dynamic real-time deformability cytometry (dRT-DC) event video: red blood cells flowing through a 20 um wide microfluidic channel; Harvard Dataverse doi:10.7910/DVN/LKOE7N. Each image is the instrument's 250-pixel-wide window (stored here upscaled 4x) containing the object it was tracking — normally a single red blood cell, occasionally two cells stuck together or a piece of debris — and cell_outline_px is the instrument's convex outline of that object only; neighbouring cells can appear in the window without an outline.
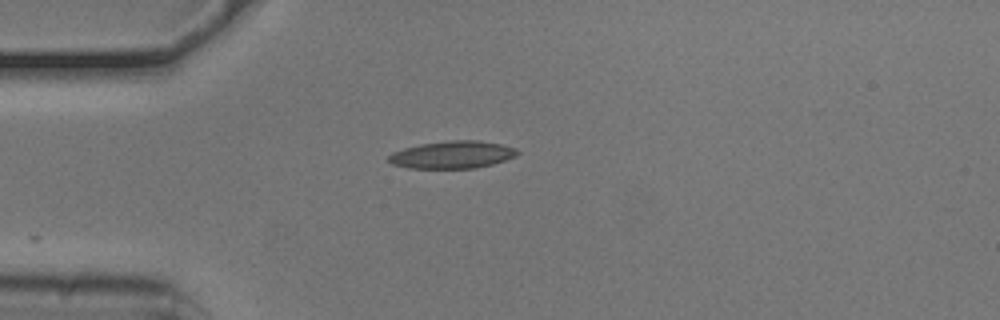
{"species": "common noctule bat (a hibernating species)", "species_latin": "Nyctalus noctula", "temperature_condition": "cold", "stored_images_in_passage": 6, "camera_frame_rate_fps": 3000, "um_per_image_px": 0.085, "animal": {"sex": "male", "body_mass_g": 20.5, "forearm_length_mm": 52.5}, "frame": {"image": 1, "passage_image": 1, "time_ms": 0.0, "image_size_px": [1000, 320], "cell_outline_px": [[520, 152], [516, 156], [492, 164], [476, 168], [408, 168], [392, 164], [388, 160], [388, 156], [392, 152], [404, 148], [420, 144], [452, 140], [476, 140], [500, 144], [516, 148]], "centroid_in_image_um": [38.44, 13.15], "position_along_channel_um": 46.6, "area_um2": 20.52}}
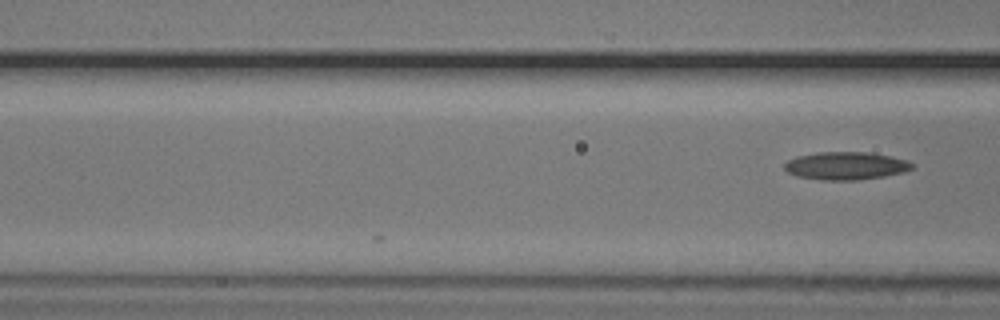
{"frame": {"image": 2, "passage_image": 6, "time_ms": 1.667, "image_size_px": [1000, 320], "cell_outline_px": [[912, 168], [904, 172], [884, 176], [856, 180], [820, 180], [796, 176], [788, 172], [784, 168], [784, 164], [788, 160], [796, 156], [816, 152], [868, 152], [892, 156], [908, 160], [912, 164]], "centroid_in_image_um": [71.88, 14.09], "position_along_channel_um": 94.7, "area_um2": 20.81}}